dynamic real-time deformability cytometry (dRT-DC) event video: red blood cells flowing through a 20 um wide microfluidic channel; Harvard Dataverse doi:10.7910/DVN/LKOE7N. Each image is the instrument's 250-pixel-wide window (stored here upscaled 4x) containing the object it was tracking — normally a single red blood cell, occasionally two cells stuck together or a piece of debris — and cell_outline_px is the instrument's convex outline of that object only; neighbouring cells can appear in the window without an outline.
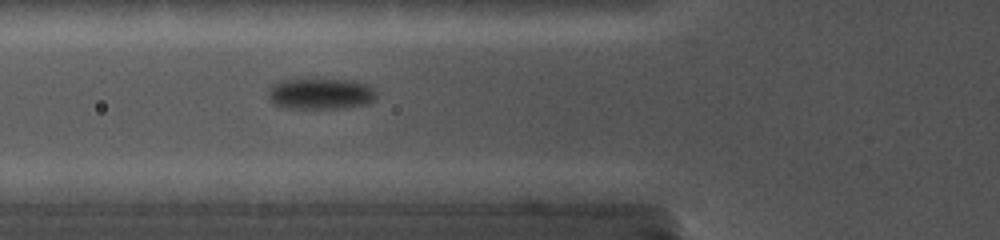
{"species": "common noctule bat (a hibernating species)", "species_latin": "Nyctalus noctula", "temperature_condition": "cold", "stored_images_in_passage": 4, "camera_frame_rate_fps": 5000, "um_per_image_px": 0.085, "animal": {"sex": "female", "body_mass_g": 19.0, "forearm_length_mm": 56.7}, "frame": {"image": 1, "passage_image": 3, "time_ms": 1.8, "image_size_px": [1000, 240], "cell_outline_px": [[376, 100], [368, 104], [348, 108], [284, 108], [272, 104], [268, 96], [268, 88], [272, 84], [280, 80], [324, 76], [356, 80], [368, 84], [376, 92]], "centroid_in_image_um": [27.26, 7.91], "position_along_channel_um": 98.5, "area_um2": 20.98}}